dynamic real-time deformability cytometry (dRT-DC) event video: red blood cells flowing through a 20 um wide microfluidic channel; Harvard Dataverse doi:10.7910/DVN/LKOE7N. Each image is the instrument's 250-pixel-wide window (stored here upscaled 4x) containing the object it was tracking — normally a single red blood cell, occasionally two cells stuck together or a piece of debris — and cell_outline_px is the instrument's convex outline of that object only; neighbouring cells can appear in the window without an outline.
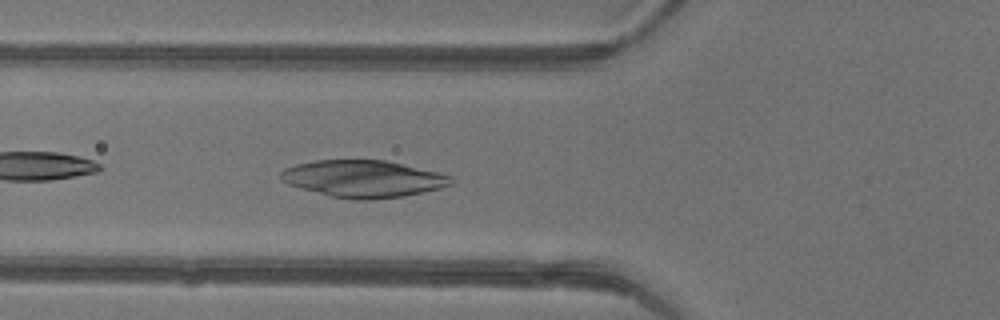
{"species": "common noctule bat (a hibernating species)", "species_latin": "Nyctalus noctula", "temperature_condition": "warm", "stored_images_in_passage": 47, "camera_frame_rate_fps": 3000, "um_per_image_px": 0.085, "animal": {"sex": "female"}, "frame": {"image": 1, "passage_image": 18, "time_ms": 5.667, "image_size_px": [1000, 320], "cell_outline_px": [[452, 184], [440, 188], [404, 196], [372, 200], [356, 200], [332, 196], [288, 184], [280, 180], [280, 172], [284, 168], [296, 164], [316, 160], [384, 160], [440, 172], [452, 176]], "centroid_in_image_um": [30.89, 15.19], "position_along_channel_um": 94.9, "area_um2": 36.65}}
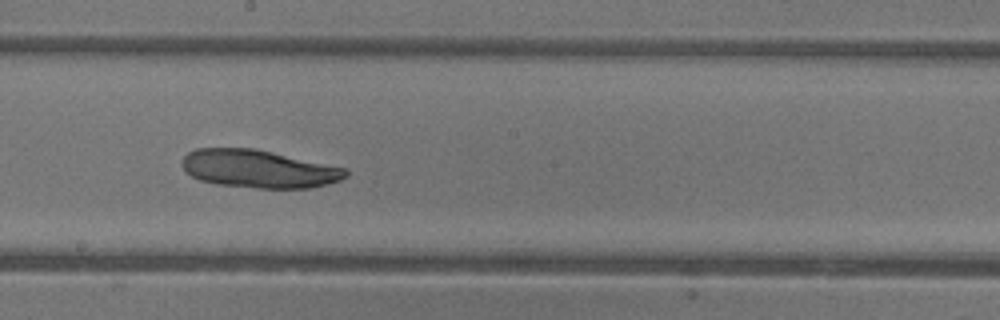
{"frame": {"image": 2, "passage_image": 27, "time_ms": 8.667, "image_size_px": [1000, 320], "cell_outline_px": [[348, 176], [340, 180], [328, 184], [312, 188], [256, 188], [216, 184], [200, 180], [192, 176], [184, 168], [184, 156], [188, 152], [196, 148], [256, 148], [348, 168]], "centroid_in_image_um": [22.05, 14.35], "position_along_channel_um": 226.1, "area_um2": 36.36}}
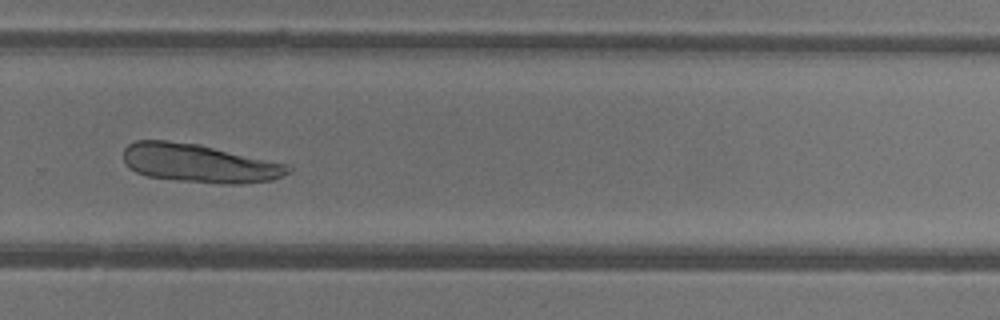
{"frame": {"image": 3, "passage_image": 33, "time_ms": 10.667, "image_size_px": [1000, 320], "cell_outline_px": [[292, 172], [272, 180], [244, 184], [220, 184], [180, 180], [148, 176], [136, 172], [128, 168], [124, 160], [124, 148], [128, 144], [136, 140], [168, 140], [200, 144], [288, 164], [292, 168]], "centroid_in_image_um": [16.96, 13.87], "position_along_channel_um": 312.8, "area_um2": 37.22}}